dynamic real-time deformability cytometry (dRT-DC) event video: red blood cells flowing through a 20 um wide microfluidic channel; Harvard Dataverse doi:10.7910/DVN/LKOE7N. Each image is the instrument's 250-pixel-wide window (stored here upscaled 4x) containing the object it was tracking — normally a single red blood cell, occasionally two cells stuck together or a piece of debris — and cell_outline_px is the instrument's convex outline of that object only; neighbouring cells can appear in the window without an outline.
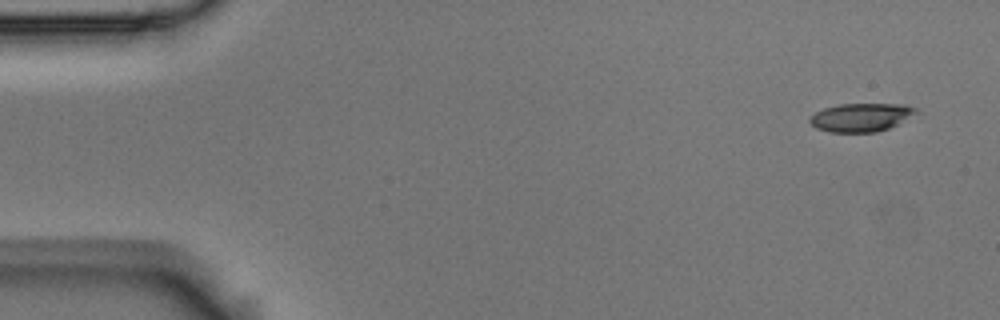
{"species": "Egyptian fruit bat (a non-hibernating species)", "species_latin": "Rousettus aegyptiacus", "temperature_condition": "room temperature", "stored_images_in_passage": 7, "camera_frame_rate_fps": 3000, "um_per_image_px": 0.085, "animal": {"sex": "male"}, "frame": {"image": 1, "passage_image": 1, "time_ms": 0.0, "image_size_px": [1000, 320], "cell_outline_px": [[916, 112], [896, 124], [888, 128], [876, 132], [828, 132], [816, 128], [808, 120], [816, 112], [824, 108], [836, 104], [904, 104], [916, 108]], "centroid_in_image_um": [73.13, 9.97], "position_along_channel_um": 11.9, "area_um2": 17.28}}
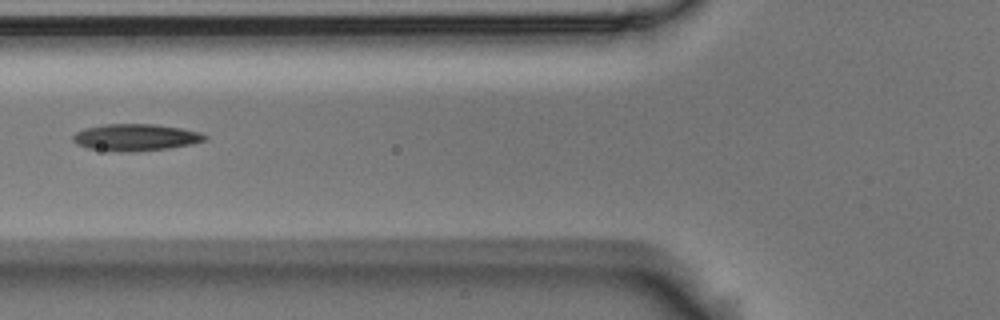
{"frame": {"image": 2, "passage_image": 6, "time_ms": 1.667, "image_size_px": [1000, 320], "cell_outline_px": [[208, 140], [192, 144], [168, 148], [136, 152], [120, 152], [88, 148], [76, 144], [72, 140], [72, 136], [76, 132], [84, 128], [104, 124], [152, 124], [180, 128], [200, 132], [208, 136]], "centroid_in_image_um": [11.53, 11.68], "position_along_channel_um": 114.3, "area_um2": 20.81}}
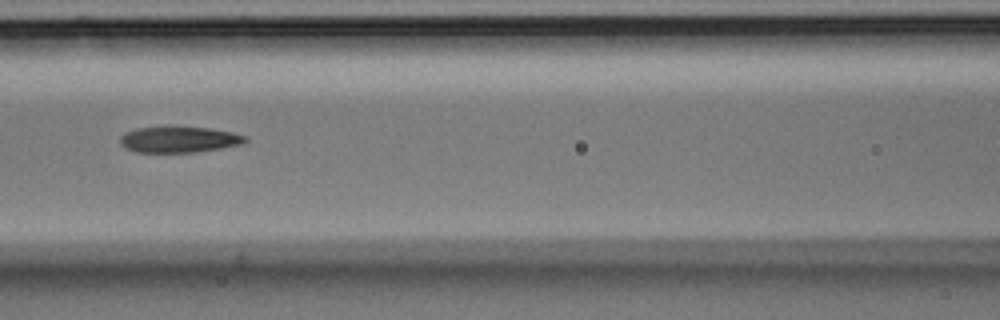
{"frame": {"image": 3, "passage_image": 7, "time_ms": 2.0, "image_size_px": [1000, 320], "cell_outline_px": [[248, 140], [240, 144], [220, 148], [192, 152], [136, 152], [120, 144], [120, 136], [124, 132], [136, 128], [168, 124], [208, 128], [232, 132], [244, 136]], "centroid_in_image_um": [15.15, 11.81], "position_along_channel_um": 151.5, "area_um2": 19.42}}